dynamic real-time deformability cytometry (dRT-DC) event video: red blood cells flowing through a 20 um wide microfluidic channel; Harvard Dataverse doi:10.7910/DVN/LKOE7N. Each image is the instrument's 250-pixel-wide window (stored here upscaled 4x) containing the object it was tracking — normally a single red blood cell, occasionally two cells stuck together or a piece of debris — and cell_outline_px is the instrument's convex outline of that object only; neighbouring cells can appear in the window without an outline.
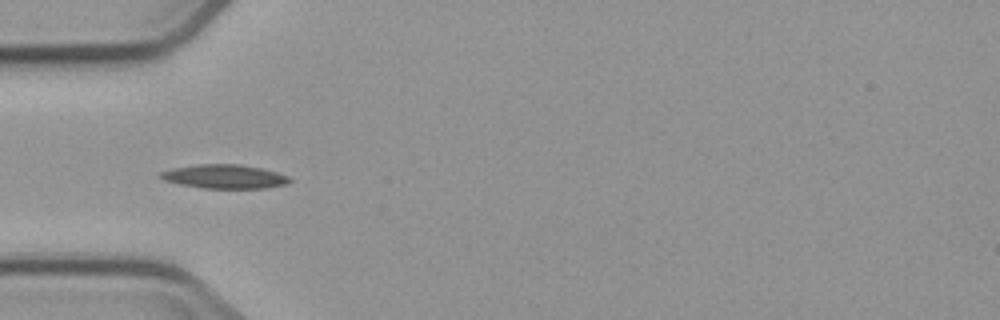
{"species": "common noctule bat (a hibernating species)", "species_latin": "Nyctalus noctula", "temperature_condition": "cold", "stored_images_in_passage": 14, "camera_frame_rate_fps": 3000, "um_per_image_px": 0.085, "animal": {"sex": "male", "body_mass_g": 23.1, "forearm_length_mm": 52.7}, "frame": {"image": 1, "passage_image": 4, "time_ms": 4.333, "image_size_px": [1000, 320], "cell_outline_px": [[292, 180], [288, 184], [268, 188], [204, 188], [180, 184], [164, 180], [156, 176], [160, 172], [172, 168], [200, 164], [240, 164], [260, 168], [276, 172], [288, 176]], "centroid_in_image_um": [19.08, 15.01], "position_along_channel_um": 65.9, "area_um2": 18.03}}
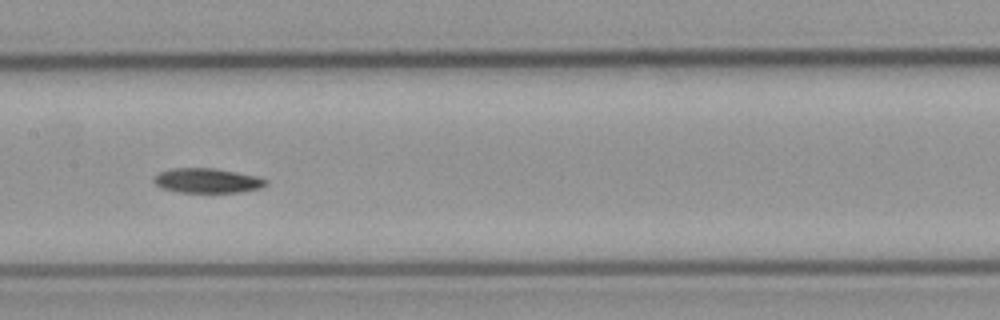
{"frame": {"image": 2, "passage_image": 7, "time_ms": 7.667, "image_size_px": [1000, 320], "cell_outline_px": [[268, 184], [260, 188], [240, 192], [180, 192], [160, 188], [152, 180], [160, 172], [172, 168], [212, 168], [236, 172], [256, 176], [268, 180]], "centroid_in_image_um": [17.62, 15.35], "position_along_channel_um": 189.8, "area_um2": 16.01}}
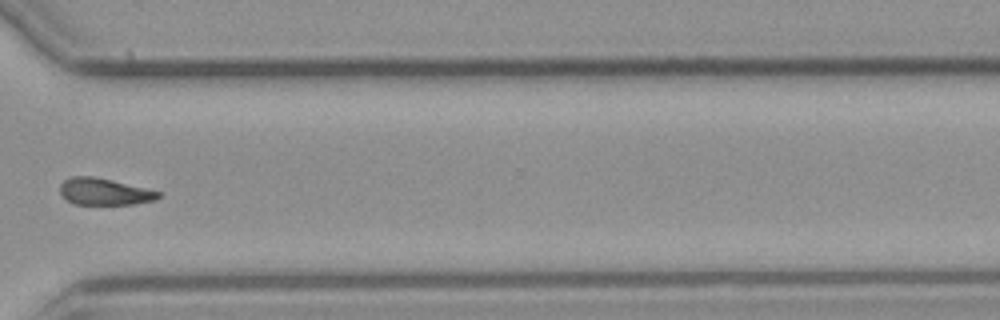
{"frame": {"image": 3, "passage_image": 11, "time_ms": 12.333, "image_size_px": [1000, 320], "cell_outline_px": [[160, 196], [156, 200], [132, 204], [72, 204], [60, 192], [60, 184], [64, 180], [72, 176], [92, 176], [112, 180], [160, 192]], "centroid_in_image_um": [8.85, 16.29], "position_along_channel_um": 361.8, "area_um2": 15.14}}